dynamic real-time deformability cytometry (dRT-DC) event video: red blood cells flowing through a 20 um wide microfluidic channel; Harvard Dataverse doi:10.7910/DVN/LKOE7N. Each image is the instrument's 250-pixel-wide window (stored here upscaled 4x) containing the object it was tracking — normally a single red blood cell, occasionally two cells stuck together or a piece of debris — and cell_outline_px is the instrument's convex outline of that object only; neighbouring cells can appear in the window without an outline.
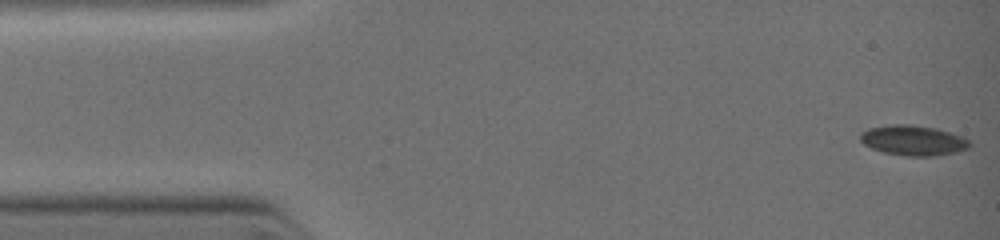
{"species": "common noctule bat (a hibernating species)", "species_latin": "Nyctalus noctula", "temperature_condition": "warm", "stored_images_in_passage": 32, "camera_frame_rate_fps": 3000, "um_per_image_px": 0.085, "animal": {"sex": "female", "body_mass_g": 19.0, "forearm_length_mm": 51.5}, "frame": {"image": 1, "passage_image": 1, "time_ms": 0.0, "image_size_px": [1000, 240], "cell_outline_px": [[972, 144], [968, 148], [956, 152], [932, 156], [908, 156], [884, 152], [872, 148], [864, 144], [860, 140], [860, 132], [868, 128], [888, 124], [912, 124], [936, 128], [964, 136]], "centroid_in_image_um": [77.62, 11.91], "position_along_channel_um": 7.4, "area_um2": 19.36}}
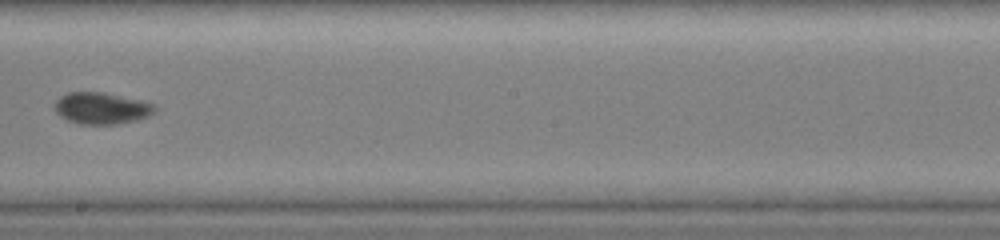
{"frame": {"image": 2, "passage_image": 19, "time_ms": 6.333, "image_size_px": [1000, 240], "cell_outline_px": [[156, 112], [148, 116], [136, 120], [116, 124], [80, 124], [68, 120], [60, 116], [56, 112], [56, 100], [60, 96], [68, 92], [104, 92], [140, 100], [156, 104]], "centroid_in_image_um": [8.66, 9.19], "position_along_channel_um": 239.5, "area_um2": 18.44}}
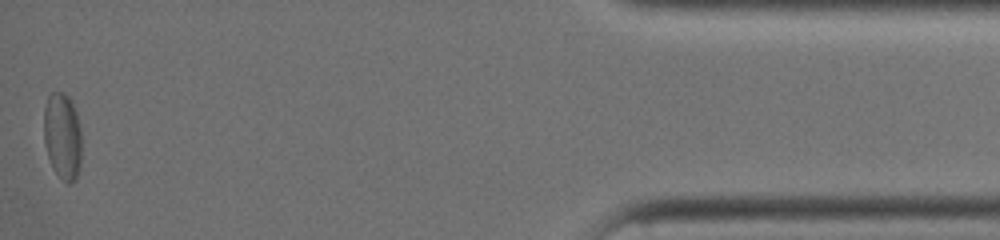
{"frame": {"image": 3, "passage_image": 32, "time_ms": 11.333, "image_size_px": [1000, 240], "cell_outline_px": [[80, 168], [76, 180], [68, 184], [56, 172], [48, 156], [44, 140], [44, 108], [48, 96], [52, 92], [64, 92], [72, 100], [76, 112], [80, 128]], "centroid_in_image_um": [5.31, 11.54], "position_along_channel_um": 429.9, "area_um2": 19.02}}